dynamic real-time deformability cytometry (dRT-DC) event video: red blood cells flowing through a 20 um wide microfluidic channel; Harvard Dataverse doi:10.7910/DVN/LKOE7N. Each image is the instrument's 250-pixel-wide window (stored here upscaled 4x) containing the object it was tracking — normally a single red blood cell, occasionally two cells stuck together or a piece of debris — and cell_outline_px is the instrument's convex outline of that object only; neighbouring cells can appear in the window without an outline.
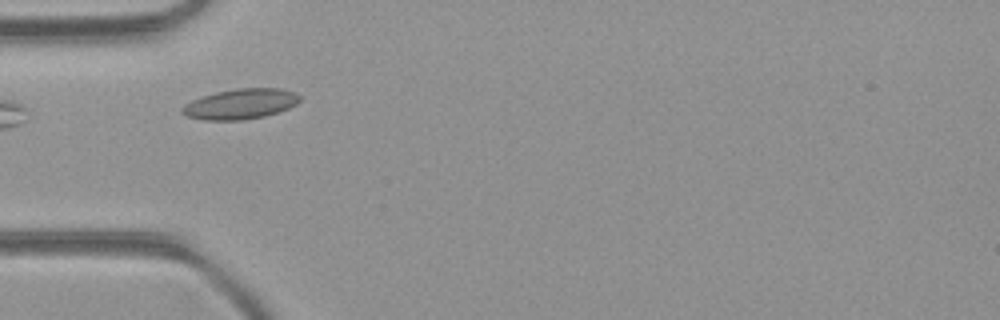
{"species": "common noctule bat (a hibernating species)", "species_latin": "Nyctalus noctula", "temperature_condition": "room temperature", "stored_images_in_passage": 3, "camera_frame_rate_fps": 3000, "um_per_image_px": 0.085, "animal": {"sex": "female", "body_mass_g": 21.9}, "frame": {"image": 1, "passage_image": 2, "time_ms": 0.333, "image_size_px": [1000, 320], "cell_outline_px": [[300, 100], [296, 104], [288, 108], [264, 116], [244, 120], [204, 120], [188, 116], [180, 112], [180, 108], [184, 104], [192, 100], [216, 92], [236, 88], [280, 88], [296, 92], [300, 96]], "centroid_in_image_um": [20.44, 8.83], "position_along_channel_um": 64.6, "area_um2": 20.75}}
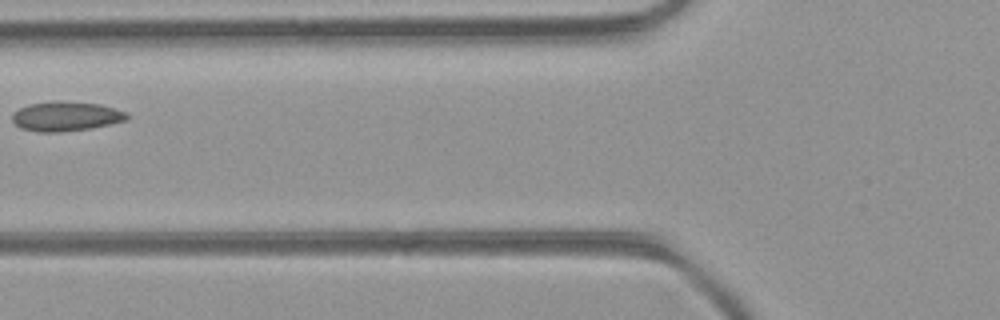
{"frame": {"image": 2, "passage_image": 3, "time_ms": 0.667, "image_size_px": [1000, 320], "cell_outline_px": [[128, 120], [88, 128], [60, 132], [36, 132], [20, 128], [12, 120], [12, 112], [28, 104], [100, 104], [128, 112]], "centroid_in_image_um": [5.59, 9.94], "position_along_channel_um": 120.2, "area_um2": 18.79}}